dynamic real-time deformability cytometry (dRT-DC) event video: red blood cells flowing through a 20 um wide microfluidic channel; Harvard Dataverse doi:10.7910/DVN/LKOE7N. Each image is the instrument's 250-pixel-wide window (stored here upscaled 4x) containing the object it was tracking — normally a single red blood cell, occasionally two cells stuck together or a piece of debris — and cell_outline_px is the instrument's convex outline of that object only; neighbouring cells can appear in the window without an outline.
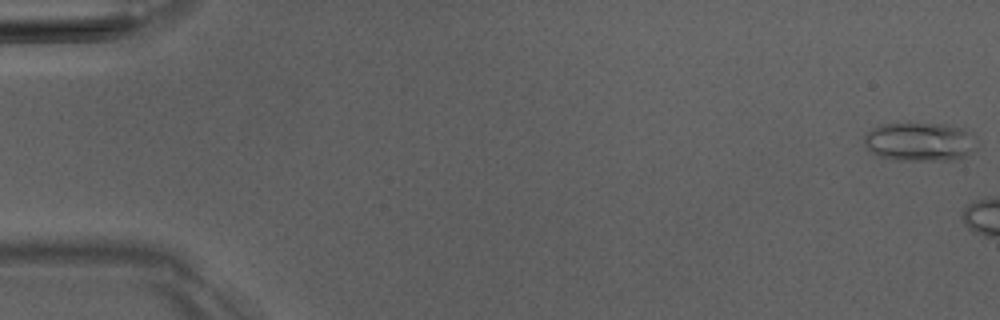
{"species": "Egyptian fruit bat (a non-hibernating species)", "species_latin": "Rousettus aegyptiacus", "temperature_condition": "room temperature", "stored_images_in_passage": 3, "camera_frame_rate_fps": 3000, "um_per_image_px": 0.085, "animal": {"sex": "male"}, "frame": {"image": 1, "passage_image": 1, "time_ms": 0.0, "image_size_px": [1000, 320], "cell_outline_px": [[976, 148], [972, 152], [964, 156], [952, 160], [896, 160], [880, 156], [872, 152], [864, 144], [864, 136], [872, 128], [880, 124], [948, 124], [964, 128]], "centroid_in_image_um": [78.13, 12.05], "position_along_channel_um": 6.9, "area_um2": 25.03}}